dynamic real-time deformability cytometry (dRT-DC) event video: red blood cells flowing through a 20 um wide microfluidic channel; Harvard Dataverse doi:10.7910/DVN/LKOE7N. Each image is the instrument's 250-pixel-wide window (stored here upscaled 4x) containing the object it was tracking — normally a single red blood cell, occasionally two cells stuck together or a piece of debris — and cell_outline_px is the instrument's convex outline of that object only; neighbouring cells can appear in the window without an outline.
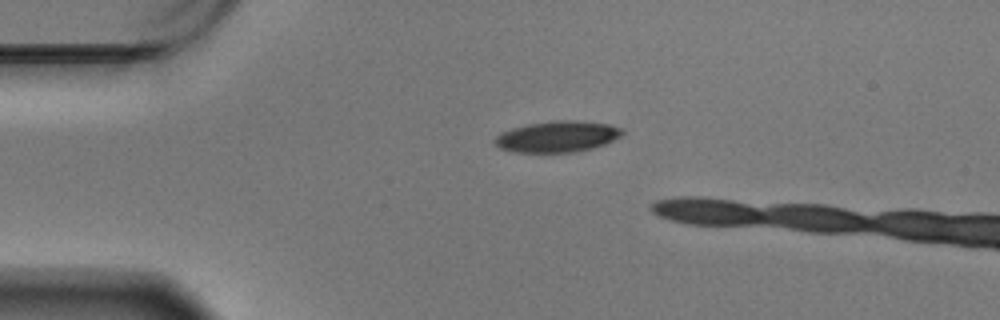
{"species": "Egyptian fruit bat (a non-hibernating species)", "species_latin": "Rousettus aegyptiacus", "temperature_condition": "warm", "stored_images_in_passage": 9, "camera_frame_rate_fps": 3000, "um_per_image_px": 0.085, "animal": {"sex": "male"}, "frame": {"image": 1, "passage_image": 1, "time_ms": 0.0, "image_size_px": [1000, 320], "cell_outline_px": [[624, 132], [620, 136], [604, 144], [592, 148], [576, 152], [512, 152], [500, 148], [492, 140], [500, 132], [512, 128], [528, 124], [552, 120], [576, 120], [608, 124], [624, 128]], "centroid_in_image_um": [47.36, 11.6], "position_along_channel_um": 37.6, "area_um2": 23.24}}
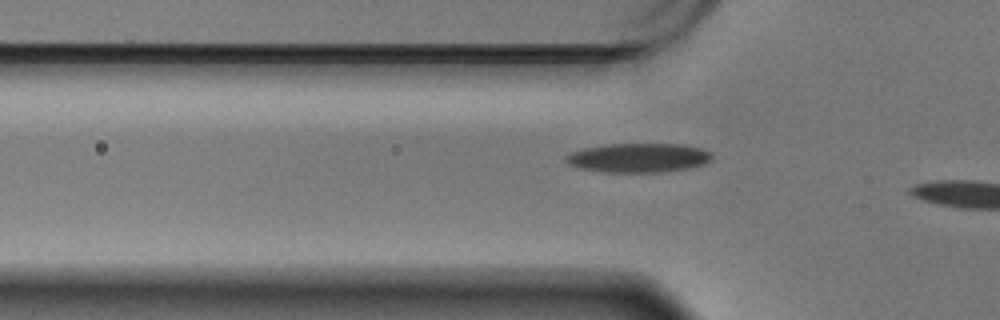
{"frame": {"image": 2, "passage_image": 7, "time_ms": 2.0, "image_size_px": [1000, 320], "cell_outline_px": [[712, 156], [704, 164], [688, 168], [664, 172], [600, 172], [580, 168], [568, 164], [564, 160], [572, 152], [584, 148], [608, 144], [680, 144], [700, 148], [708, 152]], "centroid_in_image_um": [54.24, 13.42], "position_along_channel_um": 71.6, "area_um2": 24.62}}